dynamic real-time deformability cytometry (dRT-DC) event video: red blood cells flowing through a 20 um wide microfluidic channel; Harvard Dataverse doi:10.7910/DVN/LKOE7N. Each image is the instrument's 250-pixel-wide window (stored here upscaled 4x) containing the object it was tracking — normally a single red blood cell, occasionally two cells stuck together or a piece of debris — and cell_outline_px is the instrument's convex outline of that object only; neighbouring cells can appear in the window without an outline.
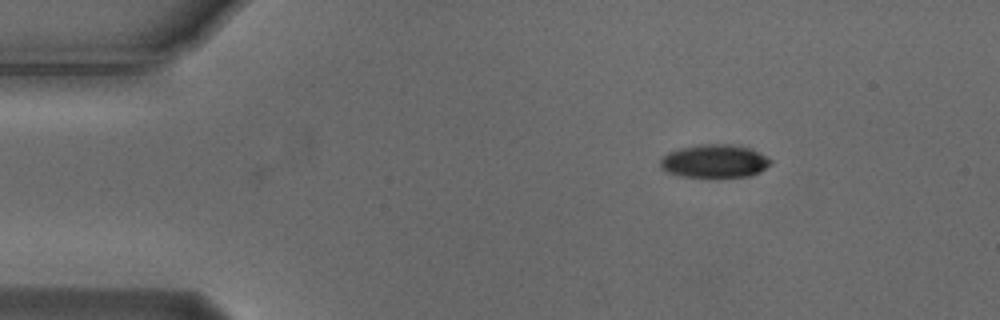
{"species": "Egyptian fruit bat (a non-hibernating species)", "species_latin": "Rousettus aegyptiacus", "temperature_condition": "cold", "stored_images_in_passage": 18, "camera_frame_rate_fps": 3000, "um_per_image_px": 0.085, "animal": {"sex": "male"}, "frame": {"image": 1, "passage_image": 18, "time_ms": 5.667, "image_size_px": [1000, 320], "cell_outline_px": [[772, 160], [760, 172], [748, 176], [680, 176], [668, 172], [660, 168], [660, 160], [668, 152], [680, 148], [700, 144], [732, 144], [748, 148]], "centroid_in_image_um": [60.68, 13.68], "position_along_channel_um": 24.3, "area_um2": 20.87}}